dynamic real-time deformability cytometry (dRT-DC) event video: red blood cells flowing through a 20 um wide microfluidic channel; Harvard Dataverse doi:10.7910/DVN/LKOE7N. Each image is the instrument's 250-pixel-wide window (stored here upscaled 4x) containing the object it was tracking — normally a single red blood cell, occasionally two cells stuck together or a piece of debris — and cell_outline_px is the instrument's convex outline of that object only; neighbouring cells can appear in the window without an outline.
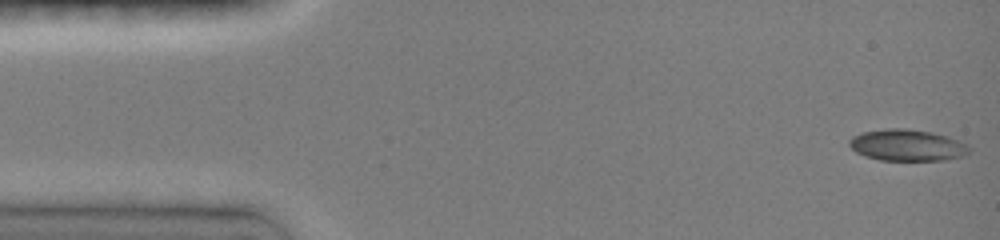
{"species": "common noctule bat (a hibernating species)", "species_latin": "Nyctalus noctula", "temperature_condition": "room temperature", "stored_images_in_passage": 26, "camera_frame_rate_fps": 3000, "um_per_image_px": 0.085, "animal": {"sex": "female", "body_mass_g": 19.0, "forearm_length_mm": 51.5}, "frame": {"image": 1, "passage_image": 1, "time_ms": 0.0, "image_size_px": [1000, 240], "cell_outline_px": [[972, 148], [968, 152], [960, 156], [944, 160], [880, 160], [864, 156], [856, 152], [848, 144], [848, 140], [852, 136], [860, 132], [884, 128], [904, 128], [932, 132], [948, 136]], "centroid_in_image_um": [77.04, 12.33], "position_along_channel_um": 8.0, "area_um2": 22.02}}
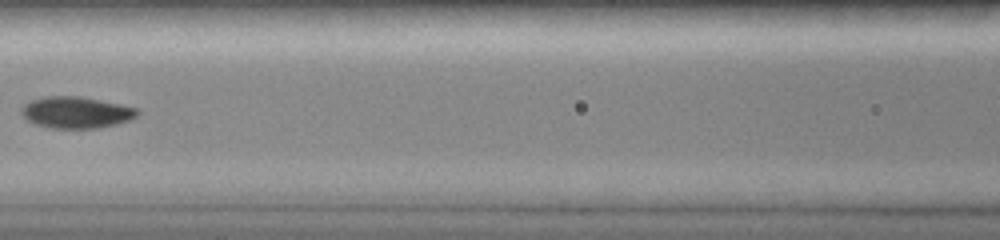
{"frame": {"image": 2, "passage_image": 19, "time_ms": 6.667, "image_size_px": [1000, 240], "cell_outline_px": [[140, 112], [136, 116], [128, 120], [116, 124], [96, 128], [48, 128], [36, 124], [28, 120], [20, 112], [20, 108], [28, 100], [44, 96], [80, 96], [120, 104], [136, 108]], "centroid_in_image_um": [6.42, 9.54], "position_along_channel_um": 160.2, "area_um2": 21.33}}
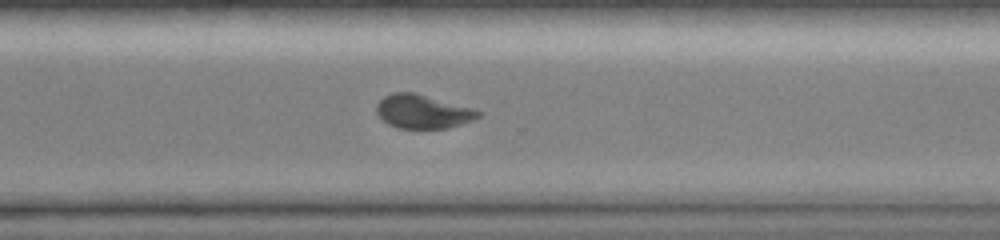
{"frame": {"image": 3, "passage_image": 26, "time_ms": 11.0, "image_size_px": [1000, 240], "cell_outline_px": [[484, 112], [480, 116], [472, 120], [448, 128], [396, 128], [388, 124], [376, 112], [376, 104], [384, 96], [392, 92], [412, 92], [476, 108]], "centroid_in_image_um": [35.96, 9.47], "position_along_channel_um": 334.6, "area_um2": 20.11}}